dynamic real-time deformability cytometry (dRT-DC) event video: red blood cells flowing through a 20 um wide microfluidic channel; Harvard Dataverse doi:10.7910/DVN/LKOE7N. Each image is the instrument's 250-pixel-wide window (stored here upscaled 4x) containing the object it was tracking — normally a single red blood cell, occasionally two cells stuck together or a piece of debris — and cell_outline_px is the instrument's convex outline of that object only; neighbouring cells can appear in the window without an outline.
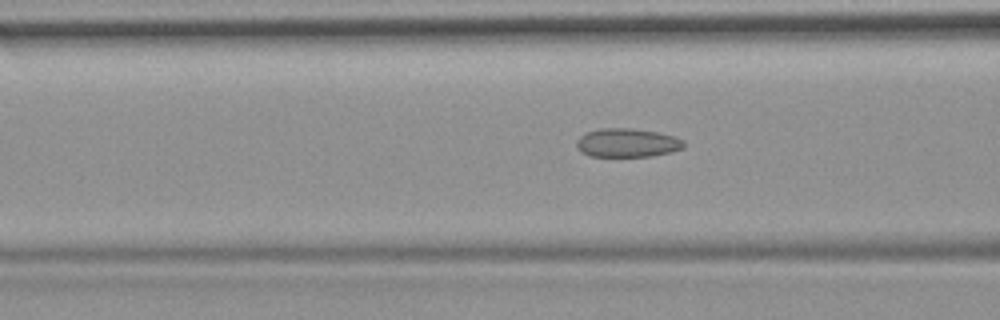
{"species": "common noctule bat (a hibernating species)", "species_latin": "Nyctalus noctula", "temperature_condition": "room temperature", "stored_images_in_passage": 42, "camera_frame_rate_fps": 3000, "um_per_image_px": 0.085, "animal": {"sex": "female", "body_mass_g": 19.9}, "frame": {"image": 1, "passage_image": 13, "time_ms": 4.0, "image_size_px": [1000, 320], "cell_outline_px": [[684, 148], [672, 152], [652, 156], [588, 156], [580, 152], [576, 148], [576, 140], [580, 136], [588, 132], [600, 128], [632, 128], [656, 132], [676, 136], [684, 140]], "centroid_in_image_um": [53.31, 12.14], "position_along_channel_um": 113.3, "area_um2": 18.15}}
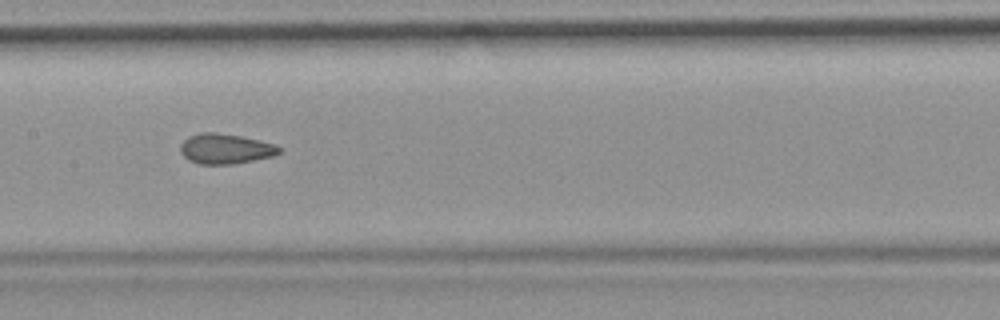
{"frame": {"image": 2, "passage_image": 19, "time_ms": 6.0, "image_size_px": [1000, 320], "cell_outline_px": [[284, 148], [280, 152], [272, 156], [232, 164], [200, 164], [188, 160], [180, 152], [180, 144], [188, 136], [200, 132], [216, 132], [240, 136], [272, 144]], "centroid_in_image_um": [19.11, 12.64], "position_along_channel_um": 188.3, "area_um2": 17.22}}
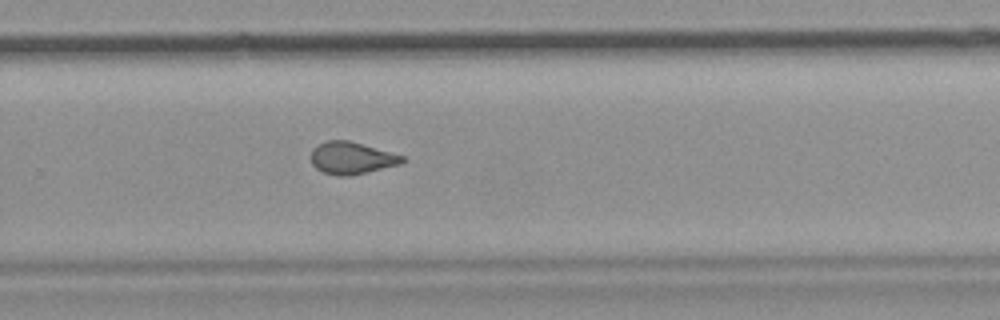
{"frame": {"image": 3, "passage_image": 28, "time_ms": 9.0, "image_size_px": [1000, 320], "cell_outline_px": [[404, 160], [400, 164], [368, 172], [348, 176], [336, 176], [324, 172], [316, 168], [312, 164], [312, 148], [328, 140], [348, 140], [404, 156]], "centroid_in_image_um": [29.87, 13.44], "position_along_channel_um": 299.9, "area_um2": 16.88}, "authors_computed_cell_mechanics": {"area_um2": 17.34, "velocity_mm_per_s": 3.7504, "shape_relaxation_time_tau1_ms": null, "shape_relaxation_time_tau2_ms": 1.4536, "deformation_change_tau1": null, "deformation_change_tau2": 0.0814}}